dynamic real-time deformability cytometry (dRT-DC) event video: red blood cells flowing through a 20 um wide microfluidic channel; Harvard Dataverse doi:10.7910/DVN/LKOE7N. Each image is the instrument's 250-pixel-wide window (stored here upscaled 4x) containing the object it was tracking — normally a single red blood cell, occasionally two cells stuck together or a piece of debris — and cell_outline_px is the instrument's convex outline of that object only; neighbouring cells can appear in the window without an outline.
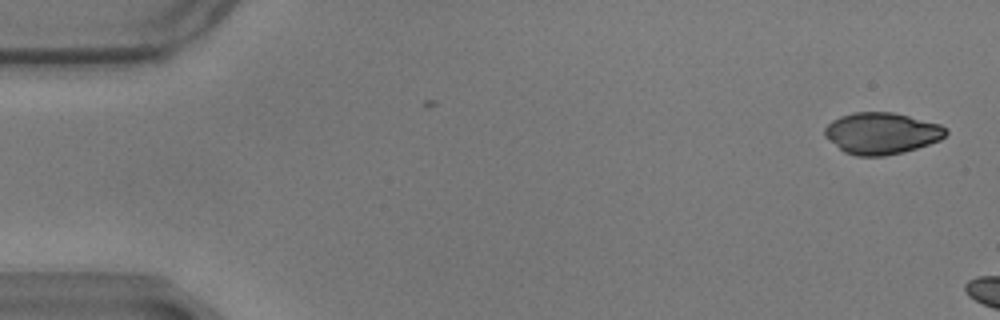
{"species": "common noctule bat (a hibernating species)", "species_latin": "Nyctalus noctula", "temperature_condition": "warm", "stored_images_in_passage": 8, "camera_frame_rate_fps": 3000, "um_per_image_px": 0.085, "animal": {"sex": "male", "body_mass_g": 17.9}, "frame": {"image": 1, "passage_image": 1, "time_ms": 0.0, "image_size_px": [1000, 320], "cell_outline_px": [[948, 132], [940, 140], [904, 152], [884, 156], [856, 156], [844, 152], [828, 140], [824, 136], [824, 128], [832, 120], [840, 116], [856, 112], [892, 112], [940, 124], [948, 128]], "centroid_in_image_um": [74.92, 11.33], "position_along_channel_um": 10.1, "area_um2": 29.36}}